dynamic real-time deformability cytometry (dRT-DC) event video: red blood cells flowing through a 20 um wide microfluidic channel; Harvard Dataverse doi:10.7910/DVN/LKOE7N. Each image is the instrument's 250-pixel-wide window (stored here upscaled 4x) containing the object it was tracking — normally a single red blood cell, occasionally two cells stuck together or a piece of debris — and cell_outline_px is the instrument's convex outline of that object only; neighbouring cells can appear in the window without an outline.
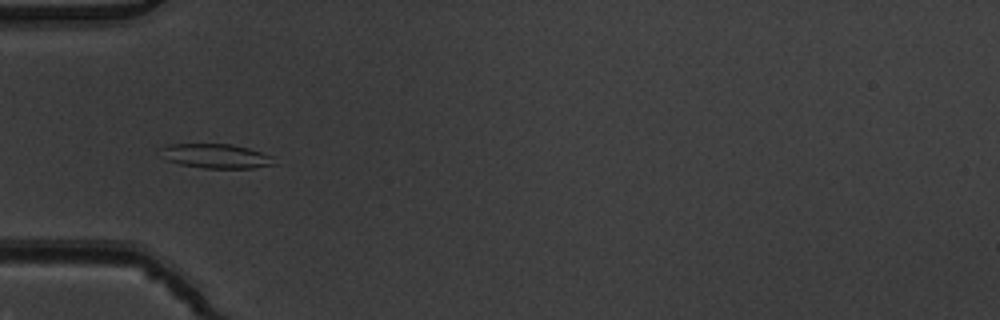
{"species": "common noctule bat (a hibernating species)", "species_latin": "Nyctalus noctula", "temperature_condition": "warm", "stored_images_in_passage": 5, "camera_frame_rate_fps": 3000, "um_per_image_px": 0.085, "animal": {"sex": "male", "body_mass_g": 19.5, "forearm_length_mm": 54.6}, "frame": {"image": 1, "passage_image": 4, "time_ms": 1.0, "image_size_px": [1000, 320], "cell_outline_px": [[276, 164], [252, 168], [204, 168], [180, 164], [168, 160], [160, 148], [168, 144], [232, 144], [248, 148], [272, 156]], "centroid_in_image_um": [18.39, 13.26], "position_along_channel_um": 66.6, "area_um2": 15.9}}